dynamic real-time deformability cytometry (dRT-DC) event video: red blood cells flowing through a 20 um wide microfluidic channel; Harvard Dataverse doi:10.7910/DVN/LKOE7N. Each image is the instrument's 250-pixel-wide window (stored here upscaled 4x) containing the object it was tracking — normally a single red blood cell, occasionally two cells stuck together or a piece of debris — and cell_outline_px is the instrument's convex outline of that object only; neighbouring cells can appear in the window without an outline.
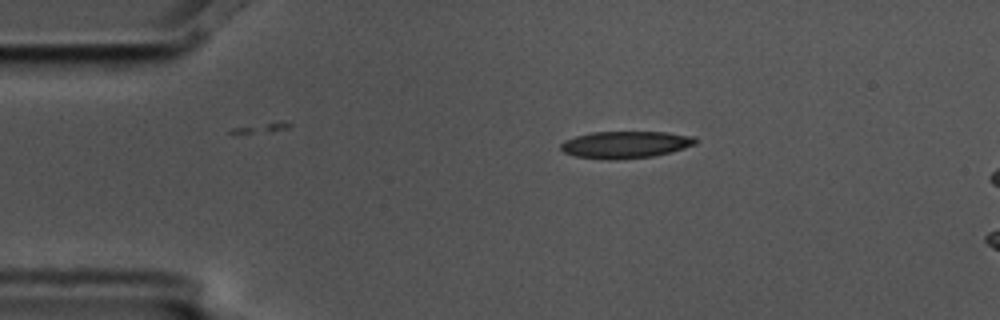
{"species": "common noctule bat (a hibernating species)", "species_latin": "Nyctalus noctula", "temperature_condition": "cold", "stored_images_in_passage": 3, "camera_frame_rate_fps": 3000, "um_per_image_px": 0.085, "animal": {"sex": "male", "body_mass_g": 17.5, "forearm_length_mm": 52.3}, "frame": {"image": 1, "passage_image": 1, "time_ms": 0.0, "image_size_px": [1000, 320], "cell_outline_px": [[700, 140], [696, 144], [672, 152], [652, 156], [616, 160], [608, 160], [576, 156], [564, 152], [560, 148], [560, 144], [564, 140], [576, 136], [592, 132], [668, 132], [696, 136]], "centroid_in_image_um": [53.21, 12.29], "position_along_channel_um": 31.8, "area_um2": 21.44}}